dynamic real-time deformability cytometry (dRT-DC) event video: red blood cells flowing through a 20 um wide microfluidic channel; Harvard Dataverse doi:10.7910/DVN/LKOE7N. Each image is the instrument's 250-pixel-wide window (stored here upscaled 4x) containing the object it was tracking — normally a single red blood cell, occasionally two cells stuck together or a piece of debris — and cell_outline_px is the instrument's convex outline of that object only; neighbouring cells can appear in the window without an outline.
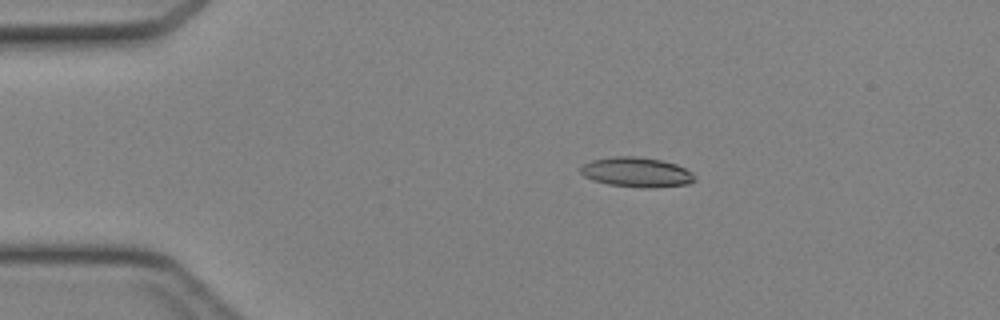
{"species": "Egyptian fruit bat (a non-hibernating species)", "species_latin": "Rousettus aegyptiacus", "temperature_condition": "cold", "stored_images_in_passage": 37, "camera_frame_rate_fps": 3000, "um_per_image_px": 0.085, "animal": {"sex": "female"}, "frame": {"image": 1, "passage_image": 1, "time_ms": 0.0, "image_size_px": [1000, 320], "cell_outline_px": [[696, 180], [688, 184], [656, 188], [640, 188], [608, 184], [592, 180], [584, 176], [580, 172], [580, 168], [584, 164], [592, 160], [612, 156], [636, 156], [660, 160], [676, 164], [692, 172], [696, 176]], "centroid_in_image_um": [54.12, 14.65], "position_along_channel_um": 30.9, "area_um2": 20.0}}
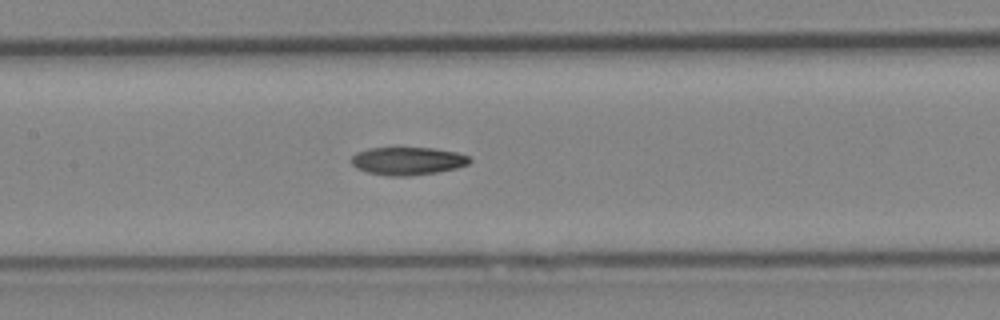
{"frame": {"image": 2, "passage_image": 14, "time_ms": 4.333, "image_size_px": [1000, 320], "cell_outline_px": [[472, 160], [468, 164], [456, 168], [436, 172], [408, 176], [388, 176], [368, 172], [356, 168], [352, 164], [352, 156], [356, 152], [368, 148], [436, 148], [456, 152], [468, 156]], "centroid_in_image_um": [34.65, 13.68], "position_along_channel_um": 172.8, "area_um2": 19.19}}
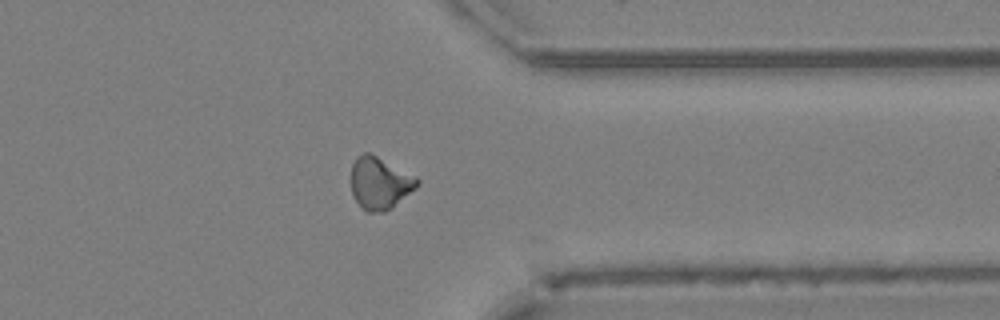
{"frame": {"image": 3, "passage_image": 28, "time_ms": 9.0, "image_size_px": [1000, 320], "cell_outline_px": [[420, 184], [416, 188], [392, 208], [384, 212], [368, 212], [356, 200], [352, 192], [352, 164], [356, 156], [364, 152], [368, 152], [416, 176], [420, 180]], "centroid_in_image_um": [32.31, 15.56], "position_along_channel_um": 379.1, "area_um2": 19.94}}